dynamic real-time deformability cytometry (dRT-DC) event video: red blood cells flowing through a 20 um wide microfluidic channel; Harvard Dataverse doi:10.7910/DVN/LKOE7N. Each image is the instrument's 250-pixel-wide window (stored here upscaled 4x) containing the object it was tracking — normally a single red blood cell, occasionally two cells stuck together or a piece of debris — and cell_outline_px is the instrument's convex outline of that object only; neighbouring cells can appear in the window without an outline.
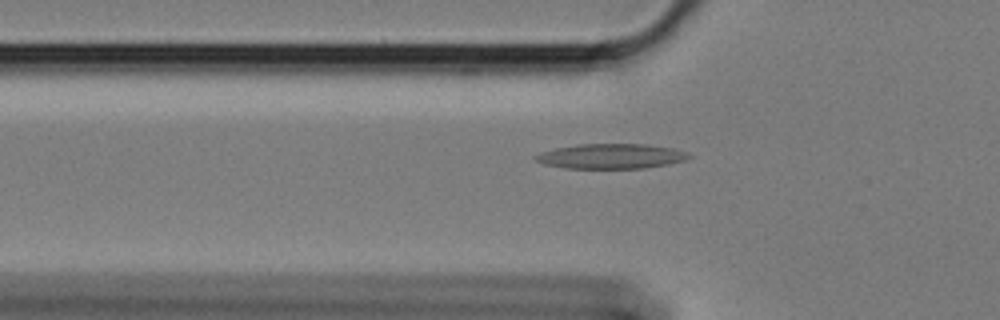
{"species": "Egyptian fruit bat (a non-hibernating species)", "species_latin": "Rousettus aegyptiacus", "temperature_condition": "cold", "stored_images_in_passage": 54, "camera_frame_rate_fps": 3000, "um_per_image_px": 0.085, "animal": {"sex": "female"}, "frame": {"image": 1, "passage_image": 15, "time_ms": 4.667, "image_size_px": [1000, 320], "cell_outline_px": [[692, 156], [684, 160], [668, 164], [644, 168], [564, 168], [544, 164], [536, 160], [532, 156], [540, 152], [556, 148], [576, 144], [644, 144], [672, 148], [688, 152]], "centroid_in_image_um": [51.91, 13.27], "position_along_channel_um": 73.9, "area_um2": 22.25}}
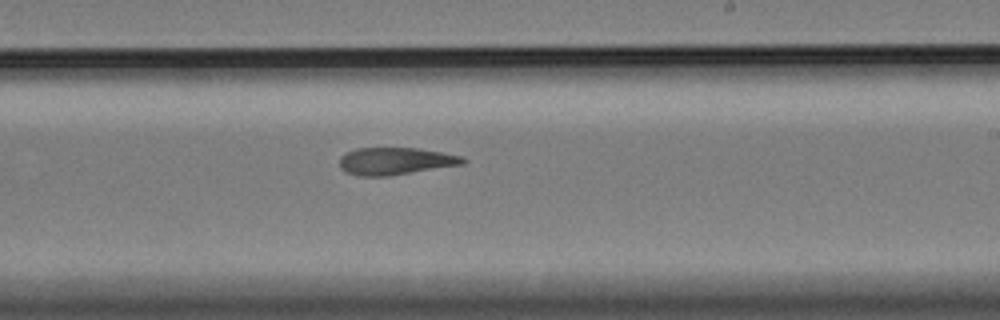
{"frame": {"image": 2, "passage_image": 31, "time_ms": 10.0, "image_size_px": [1000, 320], "cell_outline_px": [[468, 160], [464, 164], [388, 176], [360, 176], [344, 172], [340, 168], [340, 156], [356, 148], [420, 148], [464, 156]], "centroid_in_image_um": [33.63, 13.69], "position_along_channel_um": 255.4, "area_um2": 19.77}}
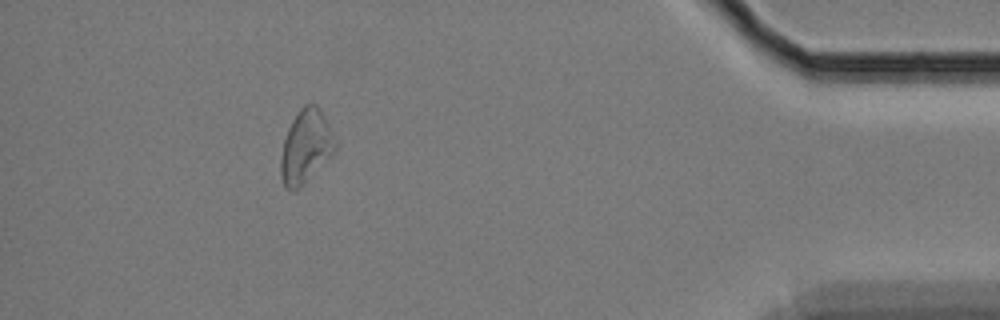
{"frame": {"image": 3, "passage_image": 49, "time_ms": 16.0, "image_size_px": [1000, 320], "cell_outline_px": [[336, 148], [300, 188], [296, 192], [292, 192], [284, 188], [280, 176], [280, 156], [284, 140], [288, 128], [292, 120], [300, 108], [304, 104], [316, 104], [320, 108], [328, 124], [336, 144]], "centroid_in_image_um": [25.93, 12.48], "position_along_channel_um": 409.3, "area_um2": 23.06}, "authors_computed_cell_mechanics": {"area_um2": 21.3282, "velocity_mm_per_s": 3.3891, "shape_relaxation_time_tau1_ms": null, "shape_relaxation_time_tau2_ms": 7.9801, "deformation_change_tau1": null, "deformation_change_tau2": 0.1792}}